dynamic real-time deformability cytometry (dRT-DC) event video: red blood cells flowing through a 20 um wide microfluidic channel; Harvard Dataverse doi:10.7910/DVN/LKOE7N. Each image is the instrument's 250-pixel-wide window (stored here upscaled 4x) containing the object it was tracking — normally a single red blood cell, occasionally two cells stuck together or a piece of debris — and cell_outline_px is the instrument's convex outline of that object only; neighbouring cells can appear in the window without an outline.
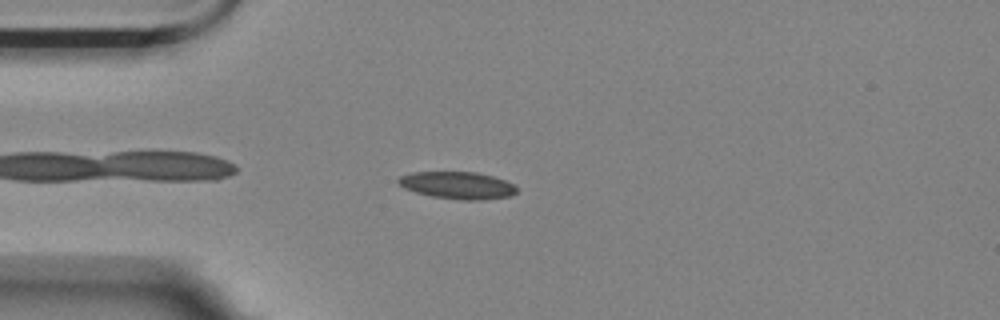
{"species": "Egyptian fruit bat (a non-hibernating species)", "species_latin": "Rousettus aegyptiacus", "temperature_condition": "room temperature", "stored_images_in_passage": 45, "camera_frame_rate_fps": 3000, "um_per_image_px": 0.085, "animal": {"sex": "female"}, "frame": {"image": 1, "passage_image": 3, "time_ms": 0.667, "image_size_px": [1000, 320], "cell_outline_px": [[516, 192], [508, 196], [480, 200], [460, 200], [432, 196], [416, 192], [404, 188], [396, 180], [400, 176], [412, 172], [476, 172], [492, 176], [504, 180], [512, 184], [516, 188]], "centroid_in_image_um": [38.85, 15.75], "position_along_channel_um": 46.1, "area_um2": 18.55}}
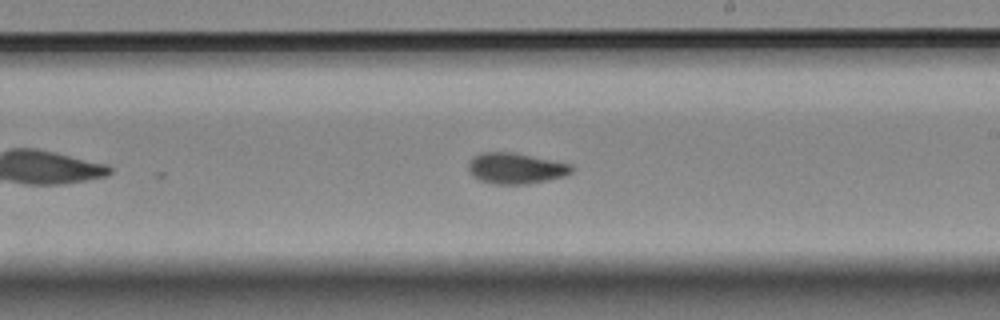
{"frame": {"image": 2, "passage_image": 21, "time_ms": 6.667, "image_size_px": [1000, 320], "cell_outline_px": [[572, 172], [564, 176], [548, 180], [528, 184], [496, 184], [480, 180], [472, 176], [468, 168], [468, 164], [472, 156], [484, 152], [512, 152], [572, 164]], "centroid_in_image_um": [43.82, 14.31], "position_along_channel_um": 245.2, "area_um2": 18.55}}
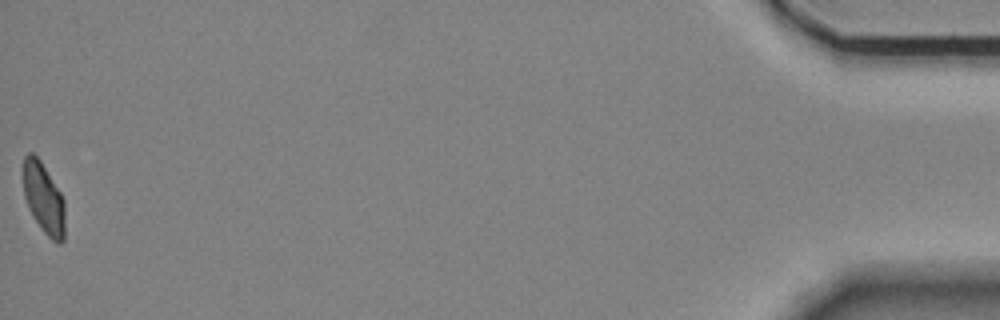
{"frame": {"image": 3, "passage_image": 45, "time_ms": 14.667, "image_size_px": [1000, 320], "cell_outline_px": [[64, 240], [60, 244], [56, 244], [44, 232], [28, 208], [24, 196], [24, 156], [28, 152], [32, 152], [40, 160], [60, 192], [64, 200]], "centroid_in_image_um": [3.72, 16.87], "position_along_channel_um": 431.5, "area_um2": 16.99}, "authors_computed_cell_mechanics": {"area_um2": 18.3226, "velocity_mm_per_s": 3.5473, "shape_relaxation_time_tau1_ms": null, "shape_relaxation_time_tau2_ms": 2.4715, "deformation_change_tau1": null, "deformation_change_tau2": 0.0645}}